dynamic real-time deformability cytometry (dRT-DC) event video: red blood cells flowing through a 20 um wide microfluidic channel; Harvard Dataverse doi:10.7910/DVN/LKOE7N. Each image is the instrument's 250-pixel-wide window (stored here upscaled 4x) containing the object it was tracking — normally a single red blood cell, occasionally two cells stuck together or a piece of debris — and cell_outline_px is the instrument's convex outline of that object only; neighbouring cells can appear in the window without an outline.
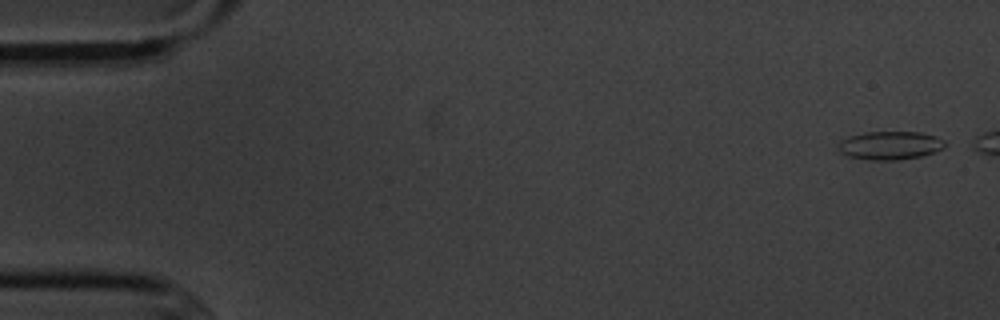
{"species": "common noctule bat (a hibernating species)", "species_latin": "Nyctalus noctula", "temperature_condition": "cold", "stored_images_in_passage": 6, "camera_frame_rate_fps": 3000, "um_per_image_px": 0.085, "animal": {"sex": "male", "body_mass_g": 20.1, "forearm_length_mm": 53.5}, "frame": {"image": 1, "passage_image": 1, "time_ms": 0.0, "image_size_px": [1000, 320], "cell_outline_px": [[948, 144], [944, 148], [936, 152], [920, 156], [900, 160], [868, 160], [848, 156], [840, 152], [836, 148], [840, 140], [848, 136], [864, 132], [920, 132], [936, 136], [944, 140]], "centroid_in_image_um": [75.65, 12.36], "position_along_channel_um": 9.3, "area_um2": 17.98}}